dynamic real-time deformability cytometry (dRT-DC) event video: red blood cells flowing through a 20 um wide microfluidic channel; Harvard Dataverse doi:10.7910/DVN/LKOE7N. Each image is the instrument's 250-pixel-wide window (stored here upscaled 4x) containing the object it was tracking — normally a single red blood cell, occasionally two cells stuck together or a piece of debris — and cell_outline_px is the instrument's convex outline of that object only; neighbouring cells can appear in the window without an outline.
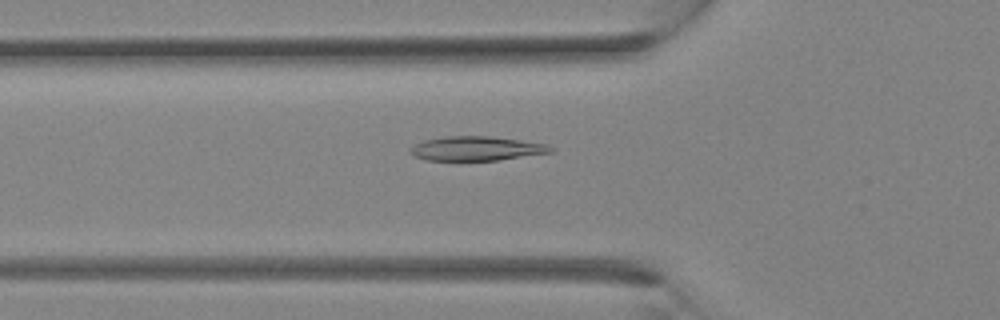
{"species": "Egyptian fruit bat (a non-hibernating species)", "species_latin": "Rousettus aegyptiacus", "temperature_condition": "room temperature", "stored_images_in_passage": 5, "camera_frame_rate_fps": 3000, "um_per_image_px": 0.085, "animal": {"sex": "female"}, "frame": {"image": 1, "passage_image": 5, "time_ms": 1.333, "image_size_px": [1000, 320], "cell_outline_px": [[556, 148], [552, 152], [500, 160], [424, 160], [408, 152], [416, 144], [424, 140], [444, 136], [492, 136], [548, 144]], "centroid_in_image_um": [40.54, 12.62], "position_along_channel_um": 85.3, "area_um2": 19.88}}